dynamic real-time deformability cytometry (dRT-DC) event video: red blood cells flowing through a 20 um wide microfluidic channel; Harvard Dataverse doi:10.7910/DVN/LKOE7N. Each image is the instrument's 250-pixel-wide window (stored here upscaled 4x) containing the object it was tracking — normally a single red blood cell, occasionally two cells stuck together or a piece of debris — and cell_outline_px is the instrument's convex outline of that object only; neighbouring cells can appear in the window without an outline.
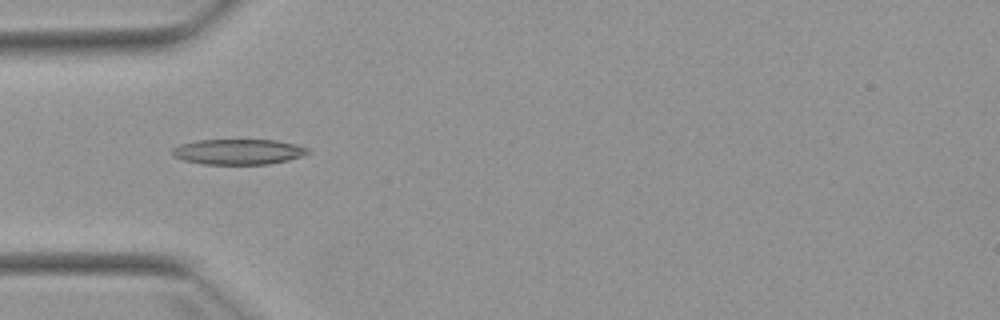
{"species": "Egyptian fruit bat (a non-hibernating species)", "species_latin": "Rousettus aegyptiacus", "temperature_condition": "warm", "stored_images_in_passage": 5, "camera_frame_rate_fps": 3000, "um_per_image_px": 0.085, "animal": {"sex": "female"}, "frame": {"image": 1, "passage_image": 5, "time_ms": 4.667, "image_size_px": [1000, 320], "cell_outline_px": [[312, 152], [288, 160], [268, 164], [204, 164], [184, 160], [172, 156], [172, 148], [180, 144], [196, 140], [276, 140], [296, 144], [308, 148]], "centroid_in_image_um": [20.25, 12.89], "position_along_channel_um": 64.7, "area_um2": 20.11}}